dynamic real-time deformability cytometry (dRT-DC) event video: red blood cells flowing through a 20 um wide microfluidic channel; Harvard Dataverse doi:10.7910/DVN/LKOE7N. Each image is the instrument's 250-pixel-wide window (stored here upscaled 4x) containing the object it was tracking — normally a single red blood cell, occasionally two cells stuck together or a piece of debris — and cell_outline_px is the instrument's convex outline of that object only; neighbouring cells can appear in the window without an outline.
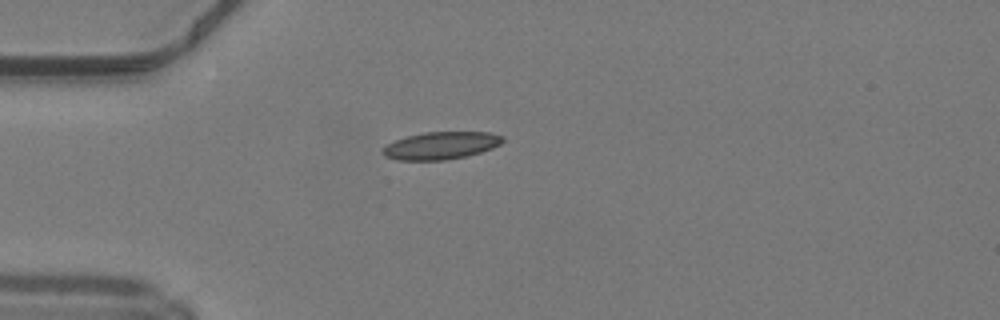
{"species": "common noctule bat (a hibernating species)", "species_latin": "Nyctalus noctula", "temperature_condition": "warm", "stored_images_in_passage": 36, "camera_frame_rate_fps": 3000, "um_per_image_px": 0.085, "animal": {"sex": "male", "body_mass_g": 19.2, "forearm_length_mm": 51.8}, "frame": {"image": 1, "passage_image": 1, "time_ms": 0.0, "image_size_px": [1000, 320], "cell_outline_px": [[504, 140], [500, 144], [492, 148], [480, 152], [464, 156], [444, 160], [396, 160], [384, 156], [380, 152], [388, 144], [396, 140], [408, 136], [424, 132], [488, 132], [504, 136]], "centroid_in_image_um": [37.47, 12.37], "position_along_channel_um": 47.5, "area_um2": 19.07}}
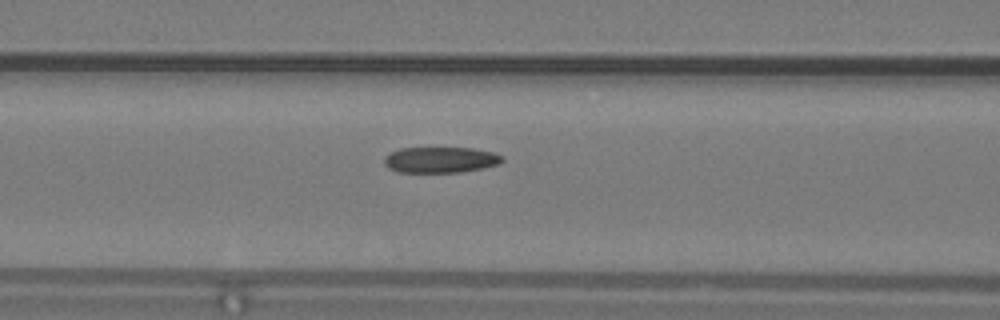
{"frame": {"image": 2, "passage_image": 8, "time_ms": 2.333, "image_size_px": [1000, 320], "cell_outline_px": [[504, 160], [500, 164], [484, 168], [460, 172], [396, 172], [388, 168], [384, 164], [384, 156], [400, 148], [472, 148], [492, 152], [500, 156]], "centroid_in_image_um": [37.42, 13.59], "position_along_channel_um": 129.2, "area_um2": 17.8}}
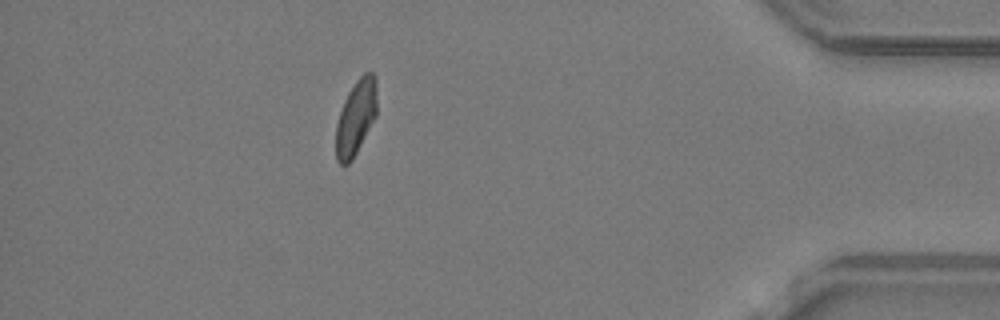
{"frame": {"image": 3, "passage_image": 31, "time_ms": 10.0, "image_size_px": [1000, 320], "cell_outline_px": [[376, 116], [352, 160], [348, 164], [340, 164], [336, 160], [336, 124], [344, 100], [348, 92], [356, 80], [364, 72], [372, 72], [376, 76]], "centroid_in_image_um": [30.25, 9.96], "position_along_channel_um": 405.0, "area_um2": 17.86}, "authors_computed_cell_mechanics": {"area_um2": 18.8139, "velocity_mm_per_s": 4.2182, "shape_relaxation_time_tau1_ms": null, "shape_relaxation_time_tau2_ms": 1.256, "deformation_change_tau1": null, "deformation_change_tau2": 0.0619}}